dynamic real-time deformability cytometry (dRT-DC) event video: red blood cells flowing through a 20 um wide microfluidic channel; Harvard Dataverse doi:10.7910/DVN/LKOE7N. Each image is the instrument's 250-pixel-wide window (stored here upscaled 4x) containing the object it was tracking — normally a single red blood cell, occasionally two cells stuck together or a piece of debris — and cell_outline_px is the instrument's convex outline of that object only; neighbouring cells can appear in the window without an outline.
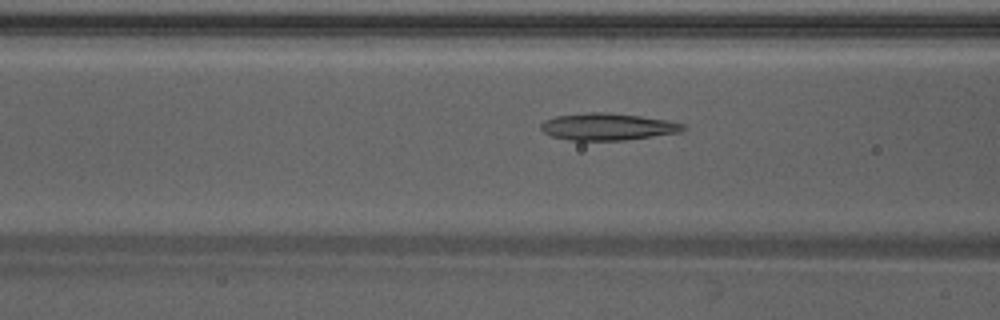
{"species": "Egyptian fruit bat (a non-hibernating species)", "species_latin": "Rousettus aegyptiacus", "temperature_condition": "warm", "stored_images_in_passage": 47, "camera_frame_rate_fps": 3000, "um_per_image_px": 0.085, "animal": {"sex": "male"}, "frame": {"image": 1, "passage_image": 18, "time_ms": 5.667, "image_size_px": [1000, 320], "cell_outline_px": [[684, 128], [680, 132], [624, 140], [568, 140], [552, 136], [544, 132], [540, 128], [540, 124], [544, 120], [556, 116], [588, 112], [608, 112], [640, 116], [664, 120], [684, 124]], "centroid_in_image_um": [51.59, 10.76], "position_along_channel_um": 115.0, "area_um2": 22.14}}
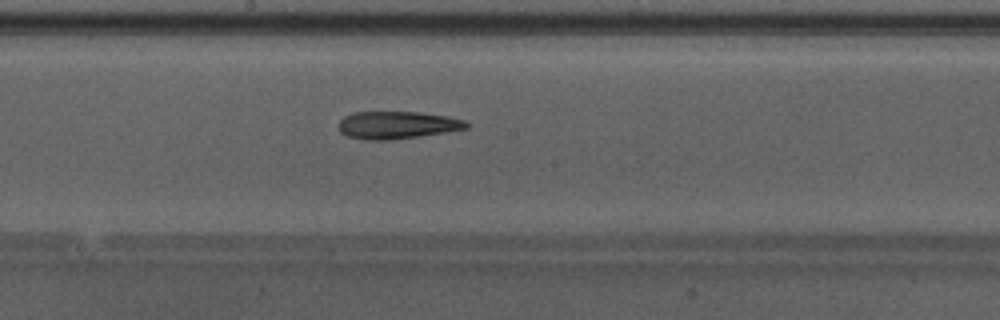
{"frame": {"image": 2, "passage_image": 25, "time_ms": 8.0, "image_size_px": [1000, 320], "cell_outline_px": [[468, 128], [444, 132], [388, 140], [364, 140], [348, 136], [340, 132], [340, 120], [344, 116], [352, 112], [420, 112], [448, 116], [464, 120], [468, 124]], "centroid_in_image_um": [33.73, 10.62], "position_along_channel_um": 214.5, "area_um2": 20.29}}
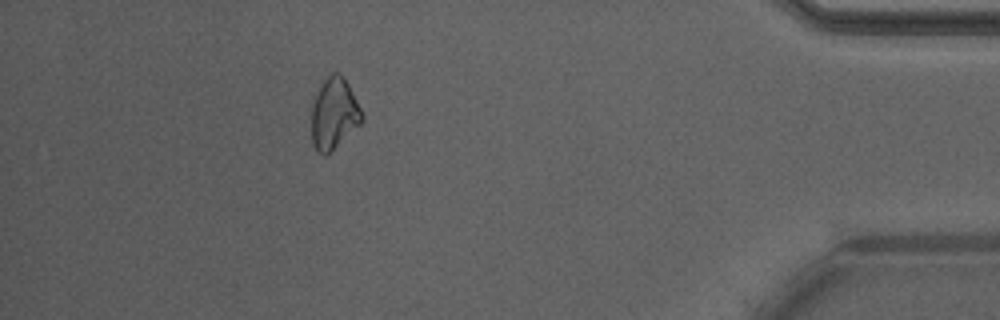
{"frame": {"image": 3, "passage_image": 42, "time_ms": 13.667, "image_size_px": [1000, 320], "cell_outline_px": [[364, 120], [360, 124], [324, 156], [316, 152], [312, 144], [312, 104], [320, 84], [332, 72], [340, 72], [348, 84], [364, 116]], "centroid_in_image_um": [28.37, 9.64], "position_along_channel_um": 406.8, "area_um2": 20.69}, "authors_computed_cell_mechanics": {"area_um2": 21.4438, "velocity_mm_per_s": 4.2693, "shape_relaxation_time_tau1_ms": 5.8093, "shape_relaxation_time_tau2_ms": 3.929, "deformation_change_tau1": 0.15, "deformation_change_tau2": 0.134}}